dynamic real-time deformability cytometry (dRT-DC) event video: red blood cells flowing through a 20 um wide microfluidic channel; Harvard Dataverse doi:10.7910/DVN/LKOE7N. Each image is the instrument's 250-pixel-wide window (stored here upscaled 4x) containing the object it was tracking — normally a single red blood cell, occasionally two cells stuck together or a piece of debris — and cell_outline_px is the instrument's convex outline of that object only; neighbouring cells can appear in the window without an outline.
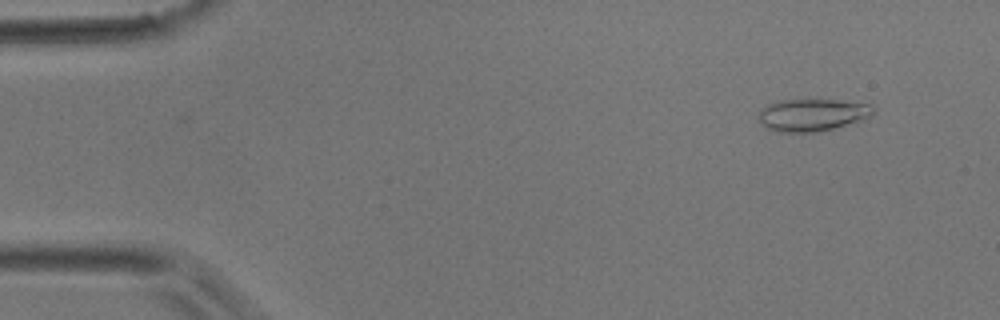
{"species": "common noctule bat (a hibernating species)", "species_latin": "Nyctalus noctula", "temperature_condition": "room temperature", "stored_images_in_passage": 4, "camera_frame_rate_fps": 3000, "um_per_image_px": 0.085, "animal": {"sex": "male", "body_mass_g": 17.9}, "frame": {"image": 1, "passage_image": 4, "time_ms": 1.0, "image_size_px": [1000, 320], "cell_outline_px": [[876, 112], [872, 116], [856, 124], [816, 132], [776, 132], [764, 128], [760, 120], [760, 108], [776, 100], [836, 100], [872, 104], [876, 108]], "centroid_in_image_um": [69.12, 9.78], "position_along_channel_um": 15.9, "area_um2": 22.2}}